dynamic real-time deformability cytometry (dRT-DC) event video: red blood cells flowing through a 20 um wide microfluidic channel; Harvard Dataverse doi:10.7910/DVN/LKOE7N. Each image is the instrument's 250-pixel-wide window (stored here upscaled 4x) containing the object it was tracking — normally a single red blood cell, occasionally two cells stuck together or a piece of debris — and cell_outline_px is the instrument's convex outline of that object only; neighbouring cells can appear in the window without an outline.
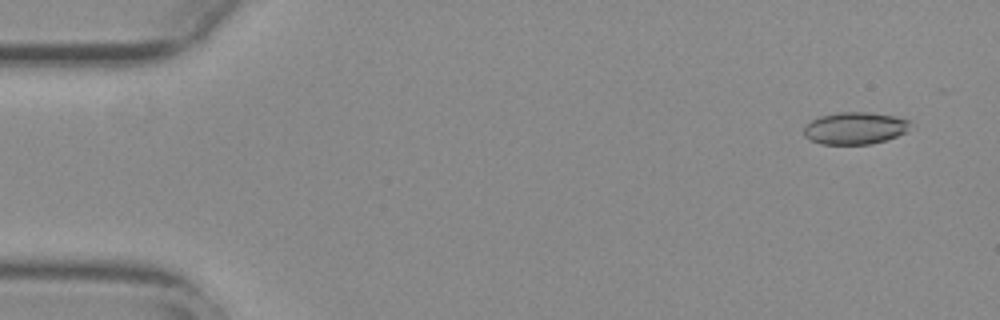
{"species": "common noctule bat (a hibernating species)", "species_latin": "Nyctalus noctula", "temperature_condition": "warm", "stored_images_in_passage": 13, "camera_frame_rate_fps": 3000, "um_per_image_px": 0.085, "animal": {"sex": "female", "body_mass_g": 29.2, "forearm_length_mm": 56.3}, "frame": {"image": 1, "passage_image": 4, "time_ms": 1.0, "image_size_px": [1000, 320], "cell_outline_px": [[908, 124], [904, 132], [896, 136], [884, 140], [868, 144], [820, 144], [804, 136], [804, 128], [812, 120], [820, 116], [836, 112], [872, 112], [896, 116], [908, 120]], "centroid_in_image_um": [72.63, 10.88], "position_along_channel_um": 12.4, "area_um2": 19.65}}